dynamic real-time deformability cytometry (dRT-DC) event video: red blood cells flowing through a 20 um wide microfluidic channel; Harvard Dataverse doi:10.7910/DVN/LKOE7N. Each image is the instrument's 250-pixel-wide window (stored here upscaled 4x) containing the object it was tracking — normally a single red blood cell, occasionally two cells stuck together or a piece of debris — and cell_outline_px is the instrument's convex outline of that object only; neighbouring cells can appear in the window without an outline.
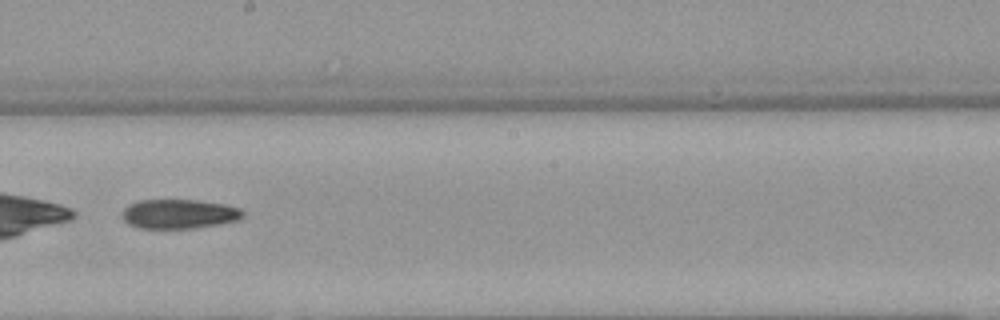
{"species": "Egyptian fruit bat (a non-hibernating species)", "species_latin": "Rousettus aegyptiacus", "temperature_condition": "warm", "stored_images_in_passage": 49, "camera_frame_rate_fps": 3000, "um_per_image_px": 0.085, "animal": {"sex": "female"}, "frame": {"image": 1, "passage_image": 28, "time_ms": 9.0, "image_size_px": [1000, 320], "cell_outline_px": [[244, 216], [236, 220], [220, 224], [196, 228], [140, 228], [128, 224], [120, 216], [124, 208], [128, 204], [140, 200], [200, 200], [224, 204], [240, 208], [244, 212]], "centroid_in_image_um": [15.2, 18.18], "position_along_channel_um": 233.0, "area_um2": 20.81}}
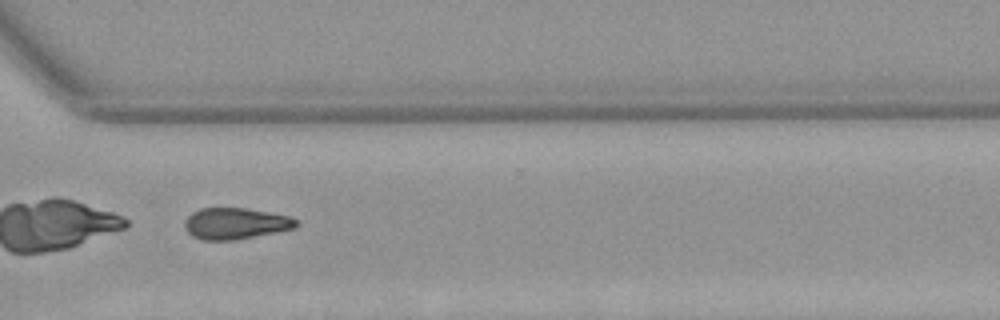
{"frame": {"image": 2, "passage_image": 37, "time_ms": 12.0, "image_size_px": [1000, 320], "cell_outline_px": [[300, 224], [296, 228], [276, 232], [232, 240], [204, 240], [192, 236], [188, 232], [184, 224], [184, 220], [192, 212], [200, 208], [244, 208], [292, 216], [300, 220]], "centroid_in_image_um": [20.06, 18.99], "position_along_channel_um": 350.5, "area_um2": 20.46}}